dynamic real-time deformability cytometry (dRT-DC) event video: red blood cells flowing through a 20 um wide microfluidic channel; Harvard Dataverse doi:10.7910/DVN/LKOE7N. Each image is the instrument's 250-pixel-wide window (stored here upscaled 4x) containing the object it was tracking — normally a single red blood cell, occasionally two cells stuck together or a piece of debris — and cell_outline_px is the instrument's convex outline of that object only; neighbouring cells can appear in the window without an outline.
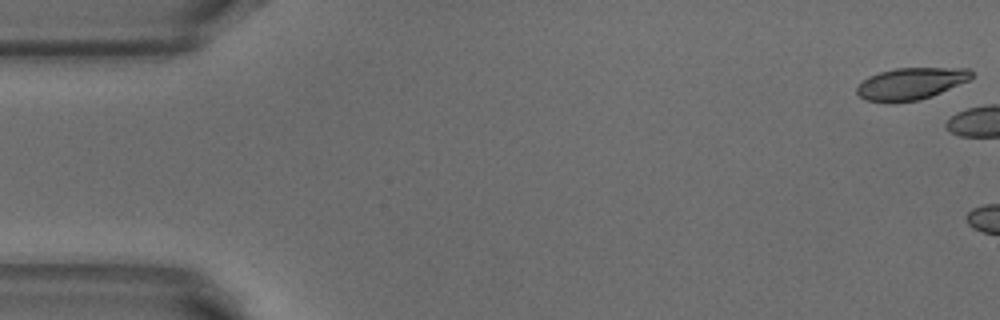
{"species": "common noctule bat (a hibernating species)", "species_latin": "Nyctalus noctula", "temperature_condition": "warm", "stored_images_in_passage": 4, "camera_frame_rate_fps": 3000, "um_per_image_px": 0.085, "animal": {"sex": "male", "body_mass_g": 18.8}, "frame": {"image": 1, "passage_image": 1, "time_ms": 0.0, "image_size_px": [1000, 320], "cell_outline_px": [[972, 76], [968, 80], [932, 96], [920, 100], [864, 100], [856, 92], [856, 88], [868, 76], [880, 72], [896, 68], [968, 68], [972, 72]], "centroid_in_image_um": [77.44, 7.07], "position_along_channel_um": 7.6, "area_um2": 20.63}}